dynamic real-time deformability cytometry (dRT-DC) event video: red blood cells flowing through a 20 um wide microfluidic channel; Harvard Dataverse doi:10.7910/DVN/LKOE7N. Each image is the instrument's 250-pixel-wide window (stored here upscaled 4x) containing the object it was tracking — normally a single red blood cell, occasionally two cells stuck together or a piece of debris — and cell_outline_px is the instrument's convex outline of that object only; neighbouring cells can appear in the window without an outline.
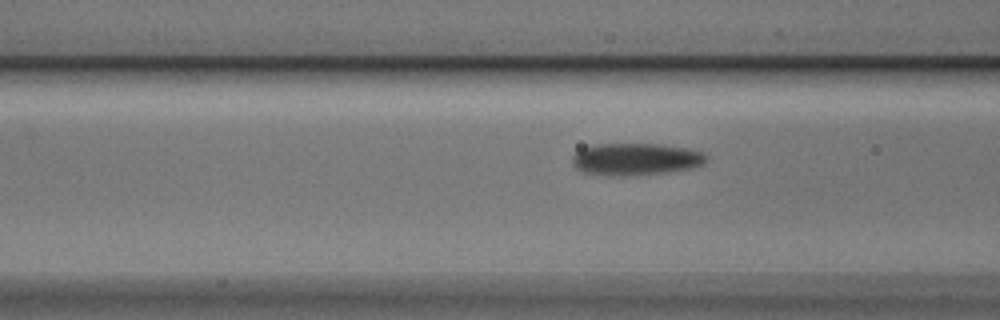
{"species": "Egyptian fruit bat (a non-hibernating species)", "species_latin": "Rousettus aegyptiacus", "temperature_condition": "cold", "stored_images_in_passage": 6, "camera_frame_rate_fps": 3000, "um_per_image_px": 0.085, "animal": {"sex": "male"}, "frame": {"image": 1, "passage_image": 6, "time_ms": 1.667, "image_size_px": [1000, 320], "cell_outline_px": [[708, 160], [704, 164], [692, 168], [668, 172], [624, 176], [616, 176], [580, 172], [572, 164], [572, 156], [580, 148], [596, 144], [660, 144], [692, 148], [704, 152], [708, 156]], "centroid_in_image_um": [54.07, 13.52], "position_along_channel_um": 112.5, "area_um2": 25.55}}